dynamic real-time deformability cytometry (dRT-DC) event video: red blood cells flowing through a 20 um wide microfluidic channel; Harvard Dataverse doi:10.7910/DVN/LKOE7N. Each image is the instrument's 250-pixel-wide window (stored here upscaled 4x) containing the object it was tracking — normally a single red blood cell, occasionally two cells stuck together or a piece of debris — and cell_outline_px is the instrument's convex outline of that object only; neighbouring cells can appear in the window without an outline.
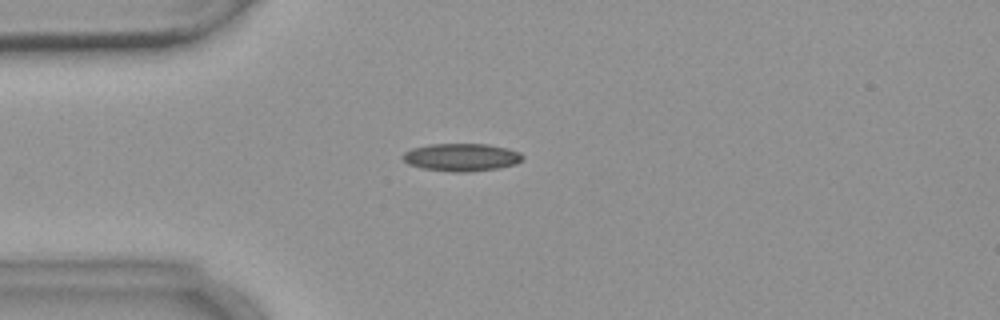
{"species": "common noctule bat (a hibernating species)", "species_latin": "Nyctalus noctula", "temperature_condition": "warm", "stored_images_in_passage": 2, "camera_frame_rate_fps": 3000, "um_per_image_px": 0.085, "animal": {"sex": "female", "body_mass_g": 18.4}, "frame": {"image": 1, "passage_image": 2, "time_ms": 1.333, "image_size_px": [1000, 320], "cell_outline_px": [[524, 160], [516, 164], [500, 168], [468, 172], [452, 172], [420, 168], [408, 164], [400, 156], [404, 152], [412, 148], [428, 144], [488, 144], [508, 148], [520, 152], [524, 156]], "centroid_in_image_um": [39.24, 13.37], "position_along_channel_um": 45.8, "area_um2": 19.71}}